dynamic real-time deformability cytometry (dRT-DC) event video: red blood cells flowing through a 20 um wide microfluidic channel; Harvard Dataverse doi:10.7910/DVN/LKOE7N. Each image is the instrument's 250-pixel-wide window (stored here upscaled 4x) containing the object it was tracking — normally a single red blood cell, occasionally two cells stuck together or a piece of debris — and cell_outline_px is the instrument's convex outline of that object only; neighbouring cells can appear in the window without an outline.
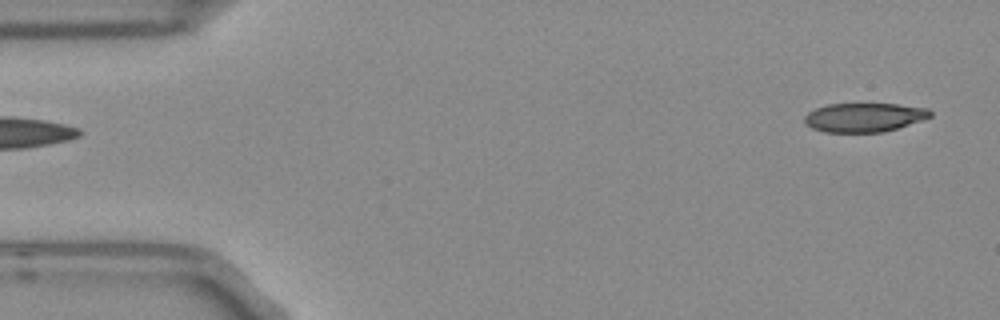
{"species": "Egyptian fruit bat (a non-hibernating species)", "species_latin": "Rousettus aegyptiacus", "temperature_condition": "room temperature", "stored_images_in_passage": 5, "segment_of_instrument_passage": [2, 2], "camera_frame_rate_fps": 3000, "um_per_image_px": 0.085, "frame": {"image": 1, "passage_image": 5, "time_ms": 1.333, "image_size_px": [1000, 320], "cell_outline_px": [[932, 116], [924, 120], [884, 132], [824, 132], [812, 128], [804, 120], [804, 116], [808, 112], [816, 108], [828, 104], [896, 104], [928, 108], [932, 112]], "centroid_in_image_um": [73.49, 9.98], "position_along_channel_um": 11.5, "area_um2": 21.27}}